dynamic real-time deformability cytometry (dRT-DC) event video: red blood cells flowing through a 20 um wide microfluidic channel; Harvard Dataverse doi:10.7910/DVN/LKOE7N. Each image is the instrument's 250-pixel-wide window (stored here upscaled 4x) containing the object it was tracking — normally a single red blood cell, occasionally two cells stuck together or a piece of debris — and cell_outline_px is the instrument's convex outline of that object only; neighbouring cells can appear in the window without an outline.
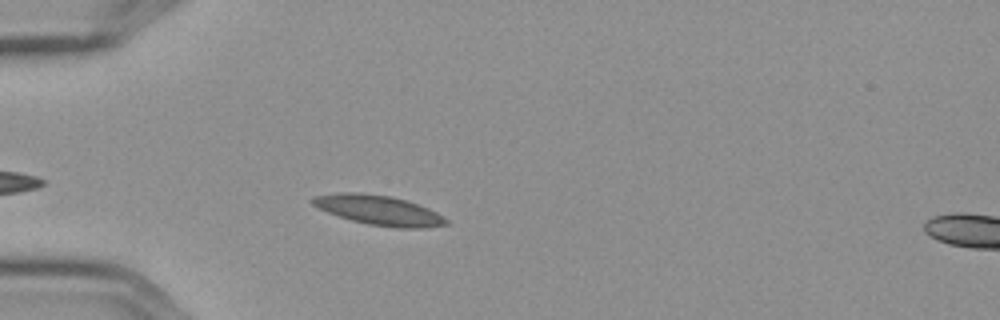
{"species": "Egyptian fruit bat (a non-hibernating species)", "species_latin": "Rousettus aegyptiacus", "temperature_condition": "cold", "stored_images_in_passage": 4, "camera_frame_rate_fps": 3000, "um_per_image_px": 0.085, "frame": {"image": 1, "passage_image": 4, "time_ms": 1.0, "image_size_px": [1000, 320], "cell_outline_px": [[448, 224], [424, 228], [396, 228], [368, 224], [352, 220], [328, 212], [312, 204], [308, 200], [312, 196], [340, 192], [360, 192], [392, 196], [428, 208], [444, 216], [448, 220]], "centroid_in_image_um": [32.18, 17.86], "position_along_channel_um": 52.8, "area_um2": 23.12}}